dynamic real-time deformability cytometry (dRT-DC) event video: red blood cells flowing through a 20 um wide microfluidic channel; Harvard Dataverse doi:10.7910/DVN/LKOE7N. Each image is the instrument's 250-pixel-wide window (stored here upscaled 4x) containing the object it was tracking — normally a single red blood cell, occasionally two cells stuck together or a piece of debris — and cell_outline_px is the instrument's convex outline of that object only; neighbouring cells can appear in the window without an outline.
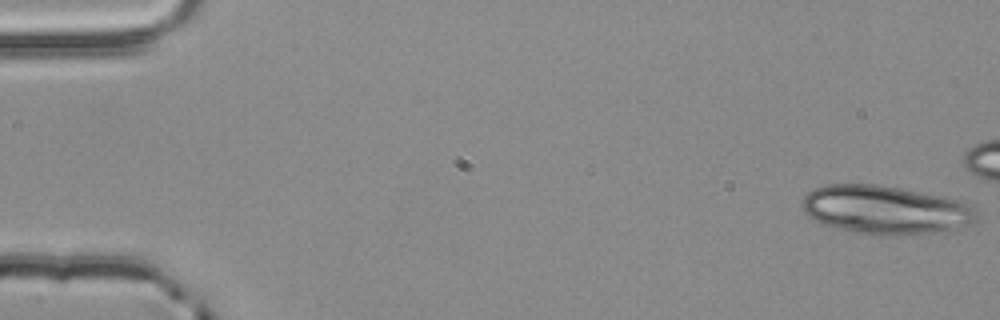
{"species": "common noctule bat (a hibernating species)", "species_latin": "Nyctalus noctula", "temperature_condition": "room temperature", "stored_images_in_passage": 13, "camera_frame_rate_fps": 3000, "um_per_image_px": 0.085, "animal": {"sex": "male", "body_mass_g": 20.4}, "frame": {"image": 1, "passage_image": 1, "time_ms": 0.0, "image_size_px": [1000, 320], "cell_outline_px": [[976, 220], [972, 224], [944, 232], [904, 236], [880, 236], [856, 232], [836, 228], [824, 224], [808, 216], [804, 212], [800, 204], [804, 196], [808, 192], [816, 188], [828, 184], [876, 184], [900, 188], [944, 196], [964, 200], [972, 204], [976, 208]], "centroid_in_image_um": [75.32, 17.85], "position_along_channel_um": 9.7, "area_um2": 50.29}}